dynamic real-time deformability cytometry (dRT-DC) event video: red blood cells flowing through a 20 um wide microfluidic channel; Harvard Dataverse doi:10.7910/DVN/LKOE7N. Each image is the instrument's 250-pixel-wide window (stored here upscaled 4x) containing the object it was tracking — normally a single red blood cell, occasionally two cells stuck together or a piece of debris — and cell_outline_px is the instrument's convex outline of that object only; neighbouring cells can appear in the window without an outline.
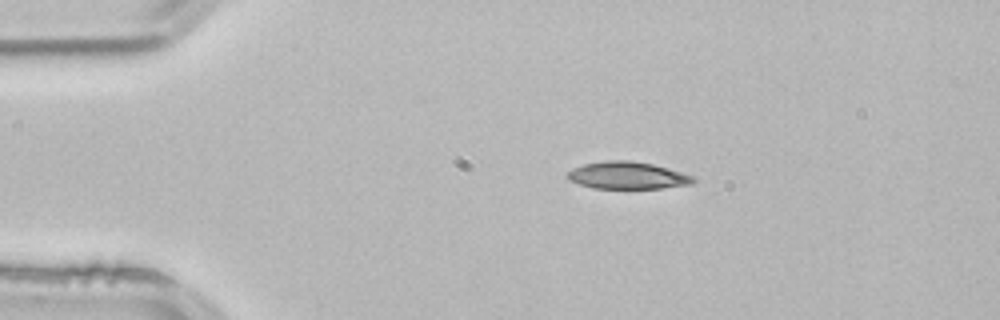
{"species": "common noctule bat (a hibernating species)", "species_latin": "Nyctalus noctula", "temperature_condition": "room temperature", "stored_images_in_passage": 3, "camera_frame_rate_fps": 3000, "um_per_image_px": 0.085, "animal": {"sex": "male", "body_mass_g": 21.5, "forearm_length_mm": 52.0}, "frame": {"image": 1, "passage_image": 3, "time_ms": 0.667, "image_size_px": [1000, 320], "cell_outline_px": [[696, 180], [692, 184], [660, 188], [592, 188], [568, 180], [568, 172], [572, 168], [584, 164], [608, 160], [632, 160], [652, 164], [668, 168], [696, 176]], "centroid_in_image_um": [53.36, 14.91], "position_along_channel_um": 31.6, "area_um2": 20.0}}